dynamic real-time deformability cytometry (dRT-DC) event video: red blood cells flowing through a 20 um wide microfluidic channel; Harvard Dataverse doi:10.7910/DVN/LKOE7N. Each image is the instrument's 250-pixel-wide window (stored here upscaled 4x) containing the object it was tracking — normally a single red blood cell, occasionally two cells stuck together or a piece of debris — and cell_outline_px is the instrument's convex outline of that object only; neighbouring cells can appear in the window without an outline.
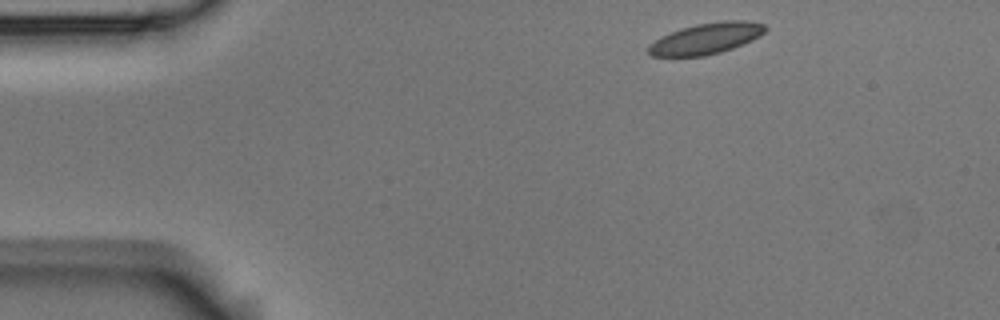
{"species": "Egyptian fruit bat (a non-hibernating species)", "species_latin": "Rousettus aegyptiacus", "temperature_condition": "room temperature", "stored_images_in_passage": 3, "camera_frame_rate_fps": 3000, "um_per_image_px": 0.085, "animal": {"sex": "male"}, "frame": {"image": 1, "passage_image": 1, "time_ms": 0.0, "image_size_px": [1000, 320], "cell_outline_px": [[768, 28], [760, 36], [752, 40], [732, 48], [720, 52], [704, 56], [652, 56], [648, 52], [648, 44], [660, 36], [680, 28], [696, 24], [720, 20], [744, 20], [764, 24]], "centroid_in_image_um": [60.01, 3.26], "position_along_channel_um": 25.0, "area_um2": 21.27}}